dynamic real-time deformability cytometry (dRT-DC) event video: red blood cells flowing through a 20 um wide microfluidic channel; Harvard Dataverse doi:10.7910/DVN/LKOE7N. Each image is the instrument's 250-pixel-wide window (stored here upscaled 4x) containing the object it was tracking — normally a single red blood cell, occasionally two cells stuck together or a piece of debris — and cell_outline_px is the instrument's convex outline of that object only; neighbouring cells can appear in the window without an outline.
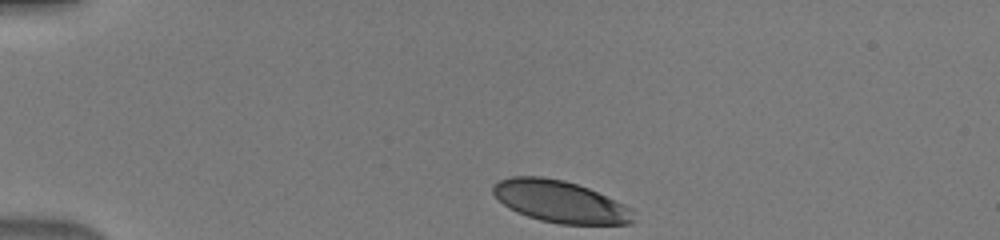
{"species": "human", "species_latin": "Homo sapiens", "temperature_condition": "warm", "stored_images_in_passage": 39, "camera_frame_rate_fps": 3000, "um_per_image_px": 0.085, "donor": {"sex": "male"}, "frame": {"image": 1, "passage_image": 1, "time_ms": 0.0, "image_size_px": [1000, 240], "cell_outline_px": [[636, 220], [632, 224], [560, 224], [540, 220], [516, 212], [508, 208], [492, 192], [492, 184], [500, 180], [512, 176], [540, 176], [564, 180], [588, 188], [624, 204], [632, 208]], "centroid_in_image_um": [47.63, 17.14], "position_along_channel_um": 37.4, "area_um2": 34.33}}
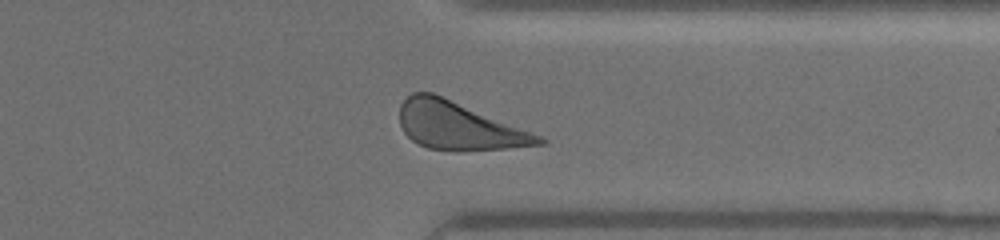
{"frame": {"image": 2, "passage_image": 30, "time_ms": 9.667, "image_size_px": [1000, 240], "cell_outline_px": [[548, 140], [544, 144], [508, 148], [428, 148], [416, 144], [404, 132], [400, 124], [400, 104], [412, 92], [432, 92], [540, 136]], "centroid_in_image_um": [38.92, 10.66], "position_along_channel_um": 372.5, "area_um2": 37.22}}
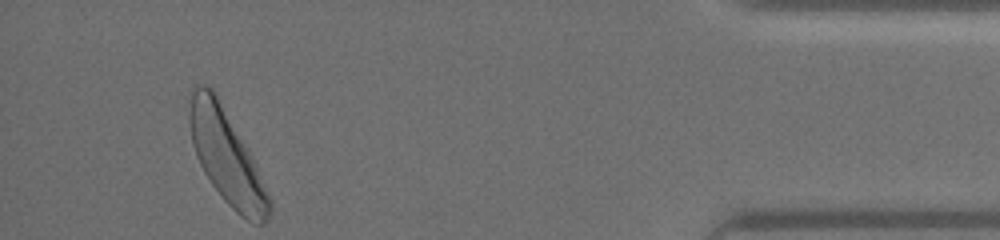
{"frame": {"image": 3, "passage_image": 37, "time_ms": 12.0, "image_size_px": [1000, 240], "cell_outline_px": [[272, 208], [268, 220], [264, 224], [252, 224], [240, 216], [224, 200], [212, 184], [204, 172], [196, 156], [192, 144], [188, 120], [188, 92], [196, 84], [204, 84], [212, 88], [252, 156], [272, 200]], "centroid_in_image_um": [19.24, 13.33], "position_along_channel_um": 416.0, "area_um2": 43.81}}